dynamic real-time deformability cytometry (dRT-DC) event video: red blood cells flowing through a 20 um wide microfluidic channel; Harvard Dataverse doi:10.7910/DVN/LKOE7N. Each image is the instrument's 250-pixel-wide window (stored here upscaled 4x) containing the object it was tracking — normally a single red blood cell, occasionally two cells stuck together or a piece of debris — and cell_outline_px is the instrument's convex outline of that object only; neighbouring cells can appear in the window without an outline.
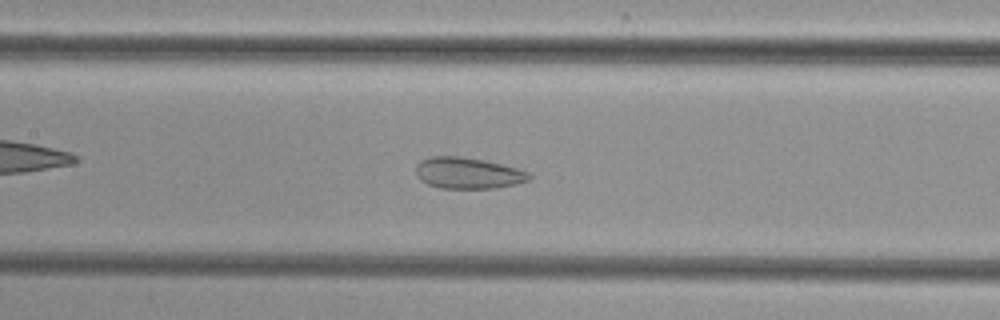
{"species": "common noctule bat (a hibernating species)", "species_latin": "Nyctalus noctula", "temperature_condition": "cold", "stored_images_in_passage": 41, "camera_frame_rate_fps": 3000, "um_per_image_px": 0.085, "animal": {"sex": "female", "body_mass_g": 29.2, "forearm_length_mm": 56.3}, "frame": {"image": 1, "passage_image": 13, "time_ms": 4.0, "image_size_px": [1000, 320], "cell_outline_px": [[532, 180], [516, 184], [492, 188], [440, 188], [428, 184], [420, 180], [416, 176], [416, 164], [420, 160], [432, 156], [460, 156], [484, 160], [532, 172]], "centroid_in_image_um": [39.79, 14.71], "position_along_channel_um": 167.6, "area_um2": 20.81}}
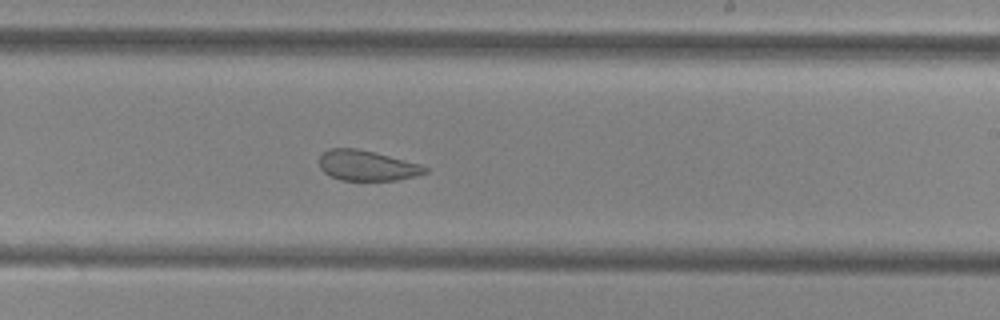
{"frame": {"image": 2, "passage_image": 20, "time_ms": 6.333, "image_size_px": [1000, 320], "cell_outline_px": [[428, 172], [416, 176], [396, 180], [340, 180], [324, 172], [320, 168], [320, 156], [328, 148], [356, 148], [376, 152], [420, 164], [428, 168]], "centroid_in_image_um": [31.2, 14.06], "position_along_channel_um": 257.8, "area_um2": 18.67}}
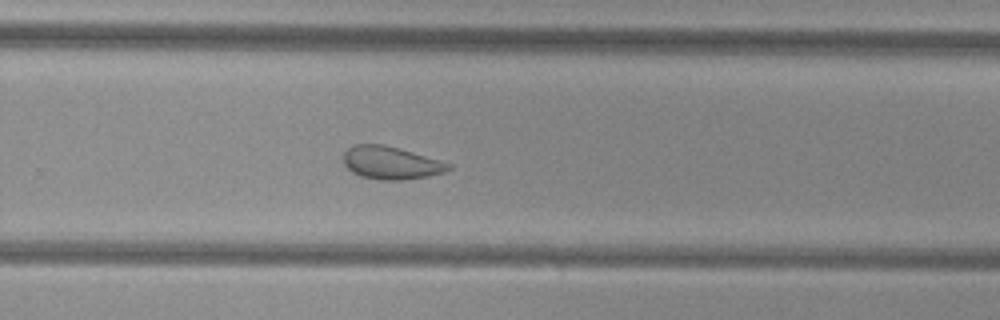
{"frame": {"image": 3, "passage_image": 23, "time_ms": 7.333, "image_size_px": [1000, 320], "cell_outline_px": [[452, 168], [444, 172], [428, 176], [404, 180], [380, 180], [360, 176], [352, 172], [344, 164], [344, 152], [352, 144], [384, 144], [400, 148], [452, 164]], "centroid_in_image_um": [33.22, 13.84], "position_along_channel_um": 296.6, "area_um2": 20.17}}